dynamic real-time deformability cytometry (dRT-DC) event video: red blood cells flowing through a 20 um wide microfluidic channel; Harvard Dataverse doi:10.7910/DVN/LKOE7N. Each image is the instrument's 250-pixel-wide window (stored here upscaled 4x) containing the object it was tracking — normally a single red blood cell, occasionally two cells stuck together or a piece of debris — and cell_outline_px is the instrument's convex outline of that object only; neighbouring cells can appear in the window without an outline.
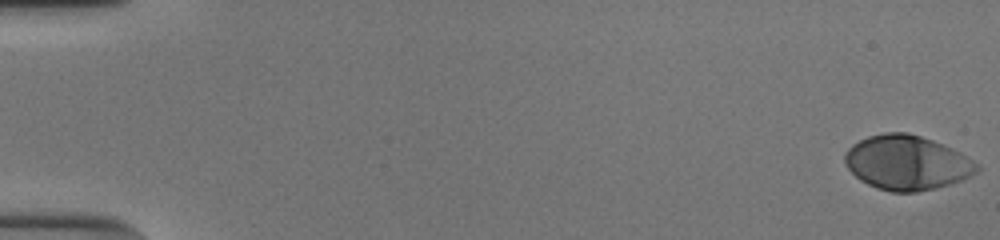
{"species": "human", "species_latin": "Homo sapiens", "temperature_condition": "cold", "stored_images_in_passage": 54, "camera_frame_rate_fps": 3000, "um_per_image_px": 0.085, "donor": {"sex": "male"}, "frame": {"image": 1, "passage_image": 1, "time_ms": 0.0, "image_size_px": [1000, 240], "cell_outline_px": [[980, 168], [972, 176], [936, 188], [916, 192], [892, 192], [876, 188], [860, 180], [844, 164], [844, 152], [852, 144], [868, 136], [884, 132], [908, 132], [932, 140], [952, 148], [960, 152], [980, 164]], "centroid_in_image_um": [77.08, 13.82], "position_along_channel_um": 7.9, "area_um2": 42.14}}
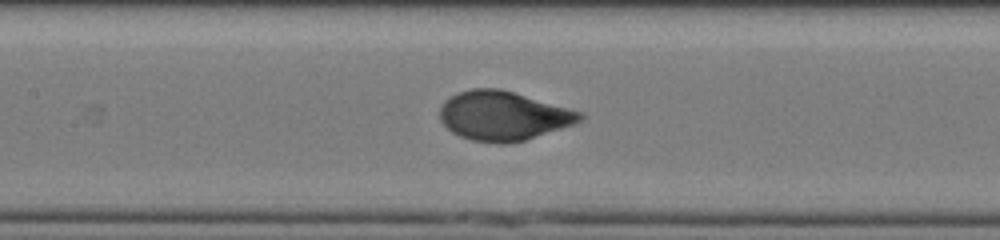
{"frame": {"image": 2, "passage_image": 27, "time_ms": 8.667, "image_size_px": [1000, 240], "cell_outline_px": [[584, 120], [524, 140], [504, 144], [500, 144], [472, 140], [460, 136], [452, 132], [440, 120], [440, 108], [444, 100], [460, 92], [472, 88], [500, 88], [584, 112]], "centroid_in_image_um": [42.78, 9.83], "position_along_channel_um": 164.6, "area_um2": 40.0}}
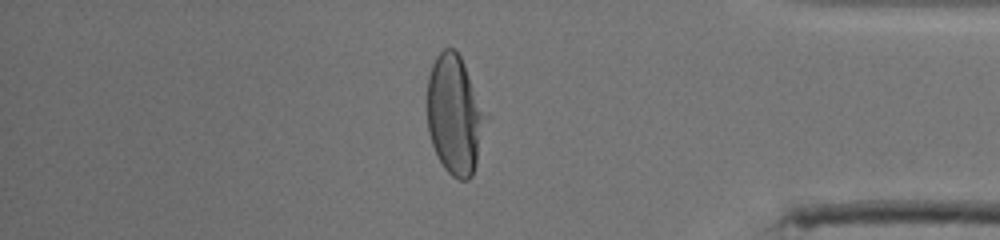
{"frame": {"image": 3, "passage_image": 47, "time_ms": 15.333, "image_size_px": [1000, 240], "cell_outline_px": [[488, 116], [476, 164], [472, 176], [468, 180], [460, 180], [452, 176], [444, 168], [432, 144], [428, 132], [428, 76], [432, 64], [436, 56], [444, 48], [452, 48], [460, 56], [464, 64]], "centroid_in_image_um": [38.66, 9.78], "position_along_channel_um": 396.5, "area_um2": 40.46}, "authors_computed_cell_mechanics": {"area_um2": 40.4022, "velocity_mm_per_s": 3.8351, "shape_relaxation_time_tau1_ms": 3.8014, "shape_relaxation_time_tau2_ms": null, "deformation_change_tau1": 0.185, "deformation_change_tau2": null}}